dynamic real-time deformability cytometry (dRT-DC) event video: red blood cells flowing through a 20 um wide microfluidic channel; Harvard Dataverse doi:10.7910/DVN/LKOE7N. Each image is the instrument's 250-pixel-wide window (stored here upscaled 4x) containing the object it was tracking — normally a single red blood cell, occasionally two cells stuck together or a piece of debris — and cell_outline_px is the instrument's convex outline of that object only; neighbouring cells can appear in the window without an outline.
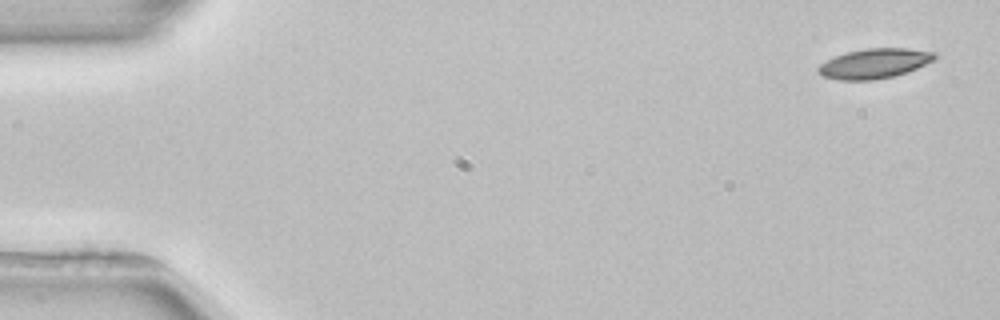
{"species": "common noctule bat (a hibernating species)", "species_latin": "Nyctalus noctula", "temperature_condition": "room temperature", "stored_images_in_passage": 4, "camera_frame_rate_fps": 3000, "um_per_image_px": 0.085, "animal": {"sex": "female", "body_mass_g": 22.7, "forearm_length_mm": 54.2}, "frame": {"image": 1, "passage_image": 1, "time_ms": 0.0, "image_size_px": [1000, 320], "cell_outline_px": [[936, 56], [932, 60], [916, 68], [896, 76], [872, 80], [836, 80], [824, 76], [816, 72], [816, 68], [820, 64], [836, 56], [848, 52], [868, 48], [908, 48], [936, 52]], "centroid_in_image_um": [74.3, 5.4], "position_along_channel_um": 10.7, "area_um2": 20.11}}
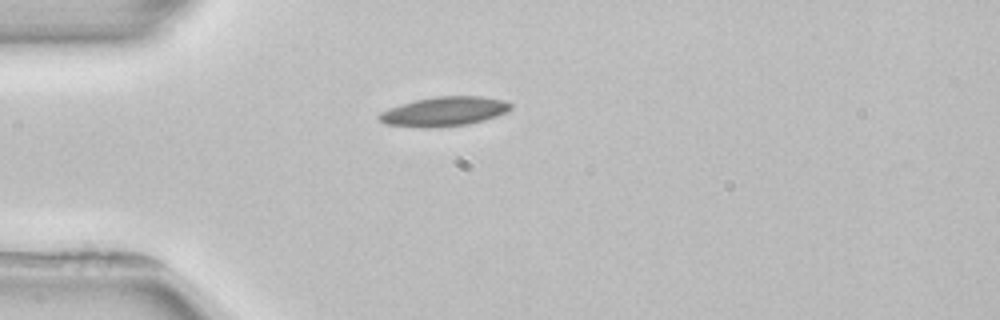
{"frame": {"image": 2, "passage_image": 4, "time_ms": 4.0, "image_size_px": [1000, 320], "cell_outline_px": [[512, 108], [508, 112], [484, 120], [468, 124], [440, 128], [420, 128], [384, 124], [376, 116], [380, 112], [388, 108], [400, 104], [416, 100], [436, 96], [480, 96], [504, 100], [512, 104]], "centroid_in_image_um": [37.74, 9.49], "position_along_channel_um": 47.3, "area_um2": 22.89}}